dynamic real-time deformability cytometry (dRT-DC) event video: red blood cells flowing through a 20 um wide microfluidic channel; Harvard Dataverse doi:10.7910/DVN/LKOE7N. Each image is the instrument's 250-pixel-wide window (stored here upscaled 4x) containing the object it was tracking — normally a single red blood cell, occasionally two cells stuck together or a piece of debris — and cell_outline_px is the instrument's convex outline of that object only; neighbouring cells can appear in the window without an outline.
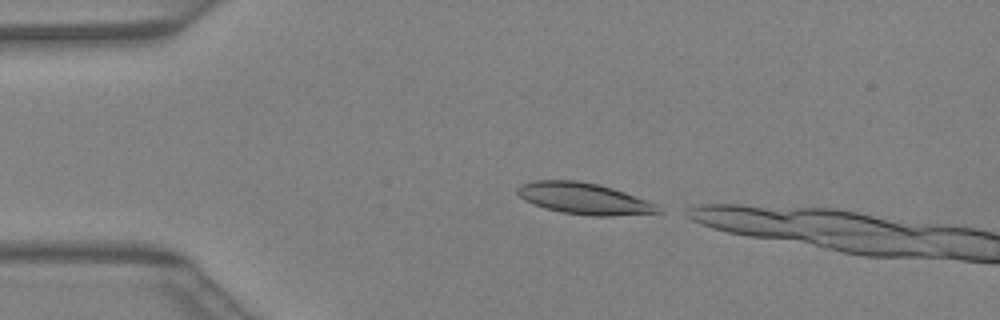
{"species": "Egyptian fruit bat (a non-hibernating species)", "species_latin": "Rousettus aegyptiacus", "temperature_condition": "warm", "stored_images_in_passage": 8, "camera_frame_rate_fps": 3000, "um_per_image_px": 0.085, "animal": {"sex": "female"}, "frame": {"image": 1, "passage_image": 1, "time_ms": 0.0, "image_size_px": [1000, 320], "cell_outline_px": [[664, 212], [612, 216], [592, 216], [560, 212], [544, 208], [532, 204], [524, 200], [516, 192], [516, 188], [520, 184], [532, 180], [580, 180], [600, 184], [624, 192], [656, 204]], "centroid_in_image_um": [49.6, 16.87], "position_along_channel_um": 35.4, "area_um2": 25.95}}
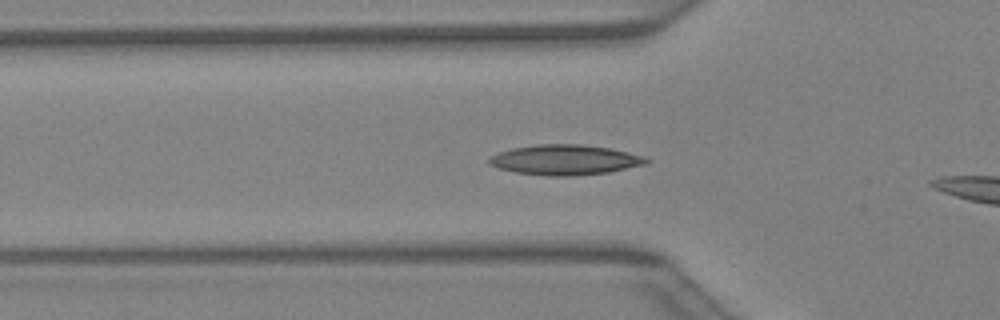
{"frame": {"image": 2, "passage_image": 6, "time_ms": 1.667, "image_size_px": [1000, 320], "cell_outline_px": [[652, 160], [648, 164], [608, 172], [576, 176], [548, 176], [516, 172], [500, 168], [488, 164], [488, 160], [492, 156], [500, 152], [512, 148], [536, 144], [584, 144], [612, 148], [644, 156]], "centroid_in_image_um": [48.09, 13.58], "position_along_channel_um": 77.7, "area_um2": 27.8}}